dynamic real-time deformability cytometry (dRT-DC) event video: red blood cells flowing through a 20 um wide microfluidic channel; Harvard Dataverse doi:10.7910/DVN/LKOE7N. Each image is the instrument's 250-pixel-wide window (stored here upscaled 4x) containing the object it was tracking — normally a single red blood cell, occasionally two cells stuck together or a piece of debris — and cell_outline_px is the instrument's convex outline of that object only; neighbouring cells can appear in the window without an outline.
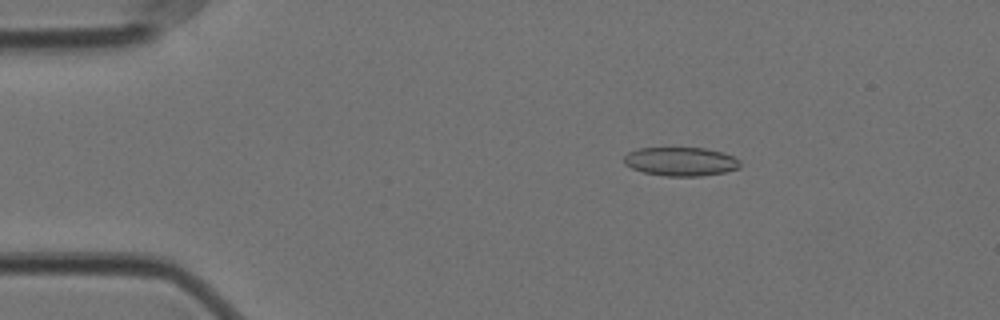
{"species": "Egyptian fruit bat (a non-hibernating species)", "species_latin": "Rousettus aegyptiacus", "temperature_condition": "cold", "stored_images_in_passage": 58, "camera_frame_rate_fps": 3000, "um_per_image_px": 0.085, "animal": {"sex": "female"}, "frame": {"image": 1, "passage_image": 10, "time_ms": 3.0, "image_size_px": [1000, 320], "cell_outline_px": [[740, 168], [724, 172], [700, 176], [668, 176], [644, 172], [632, 168], [624, 164], [624, 156], [628, 152], [636, 148], [704, 148], [724, 152], [740, 160]], "centroid_in_image_um": [57.86, 13.72], "position_along_channel_um": 27.1, "area_um2": 19.48}}
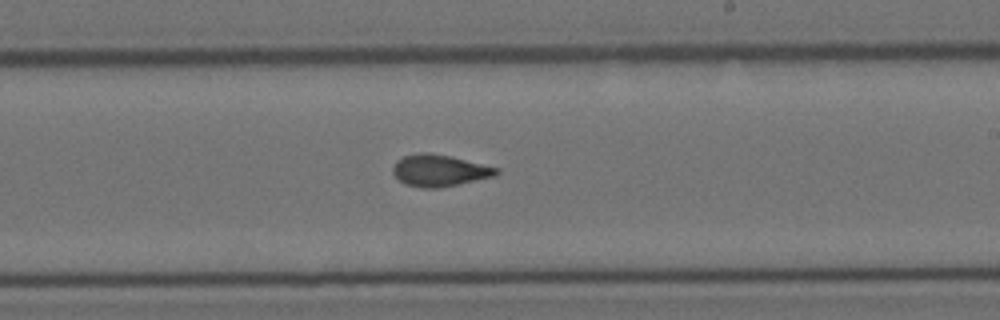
{"frame": {"image": 2, "passage_image": 34, "time_ms": 11.0, "image_size_px": [1000, 320], "cell_outline_px": [[500, 172], [496, 176], [436, 188], [424, 188], [408, 184], [400, 180], [392, 172], [392, 168], [396, 160], [404, 156], [420, 152], [428, 152], [448, 156], [500, 168]], "centroid_in_image_um": [37.36, 14.48], "position_along_channel_um": 251.6, "area_um2": 18.84}}
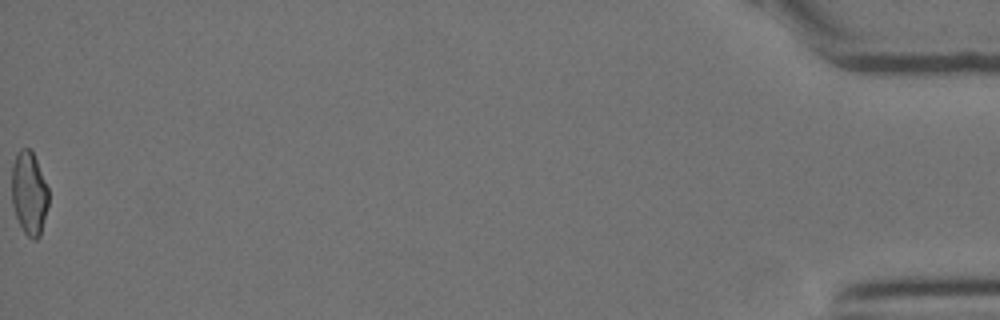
{"frame": {"image": 3, "passage_image": 58, "time_ms": 19.0, "image_size_px": [1000, 320], "cell_outline_px": [[48, 204], [40, 236], [36, 240], [32, 240], [24, 232], [16, 216], [12, 204], [12, 164], [16, 152], [20, 148], [28, 148], [32, 152], [36, 160], [48, 188]], "centroid_in_image_um": [2.46, 16.42], "position_along_channel_um": 432.7, "area_um2": 17.8}, "authors_computed_cell_mechanics": {"area_um2": 18.8428, "velocity_mm_per_s": 3.5368, "shape_relaxation_time_tau1_ms": null, "shape_relaxation_time_tau2_ms": 1.8294, "deformation_change_tau1": null, "deformation_change_tau2": 0.0817}}